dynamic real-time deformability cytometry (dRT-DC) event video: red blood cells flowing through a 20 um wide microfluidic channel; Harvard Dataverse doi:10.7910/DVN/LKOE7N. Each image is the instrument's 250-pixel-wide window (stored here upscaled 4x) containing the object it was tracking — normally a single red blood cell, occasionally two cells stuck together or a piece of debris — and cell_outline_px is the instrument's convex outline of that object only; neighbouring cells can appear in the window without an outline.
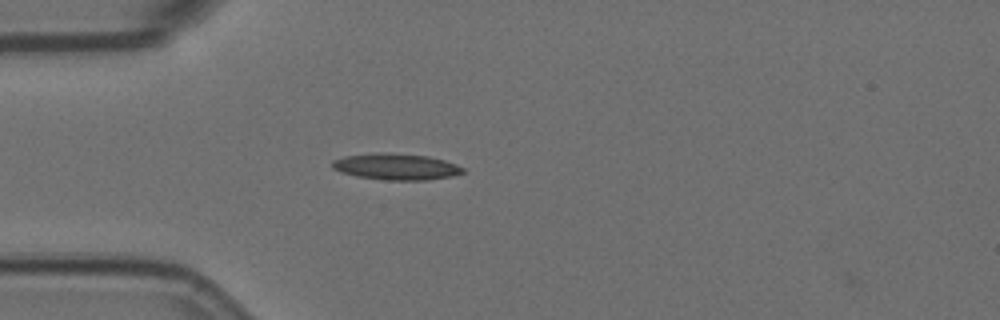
{"species": "Egyptian fruit bat (a non-hibernating species)", "species_latin": "Rousettus aegyptiacus", "temperature_condition": "room temperature", "stored_images_in_passage": 1, "camera_frame_rate_fps": 3000, "um_per_image_px": 0.085, "animal": {"sex": "female"}, "frame": {"image": 1, "passage_image": 1, "time_ms": 0.0, "image_size_px": [1000, 320], "cell_outline_px": [[464, 172], [452, 176], [428, 180], [384, 180], [356, 176], [340, 172], [332, 168], [332, 160], [344, 156], [376, 152], [428, 156], [444, 160], [456, 164], [464, 168]], "centroid_in_image_um": [33.64, 14.17], "position_along_channel_um": 51.4, "area_um2": 20.06}}